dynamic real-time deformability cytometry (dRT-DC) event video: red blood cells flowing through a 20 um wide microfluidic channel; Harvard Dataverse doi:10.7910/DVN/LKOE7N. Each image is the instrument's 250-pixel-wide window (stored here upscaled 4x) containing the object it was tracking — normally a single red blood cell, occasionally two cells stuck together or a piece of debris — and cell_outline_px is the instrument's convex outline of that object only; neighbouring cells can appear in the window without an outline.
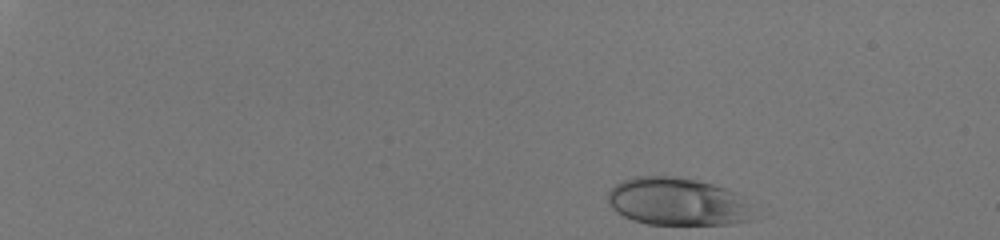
{"species": "human", "species_latin": "Homo sapiens", "temperature_condition": "room temperature", "stored_images_in_passage": 41, "camera_frame_rate_fps": 3000, "um_per_image_px": 0.085, "donor": {"sex": "male"}, "frame": {"image": 1, "passage_image": 1, "time_ms": 0.0, "image_size_px": [1000, 240], "cell_outline_px": [[756, 220], [732, 224], [648, 224], [632, 220], [616, 212], [608, 204], [608, 192], [616, 184], [624, 180], [636, 176], [676, 176], [696, 180], [728, 188], [736, 192], [748, 204]], "centroid_in_image_um": [57.6, 17.15], "position_along_channel_um": 27.4, "area_um2": 40.75}}
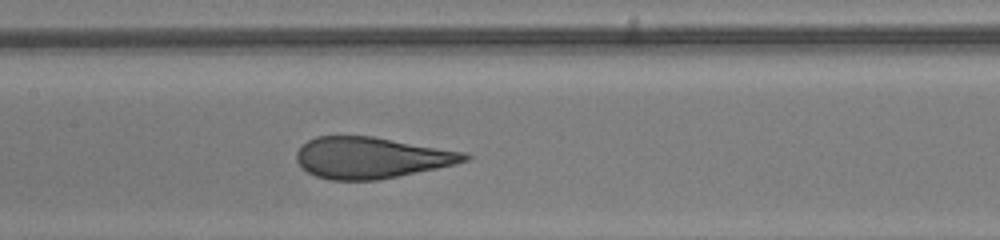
{"frame": {"image": 2, "passage_image": 24, "time_ms": 7.667, "image_size_px": [1000, 240], "cell_outline_px": [[472, 156], [468, 160], [436, 168], [376, 180], [332, 180], [316, 176], [308, 172], [296, 160], [296, 152], [308, 140], [316, 136], [372, 136], [464, 152]], "centroid_in_image_um": [31.52, 13.4], "position_along_channel_um": 175.9, "area_um2": 39.88}}
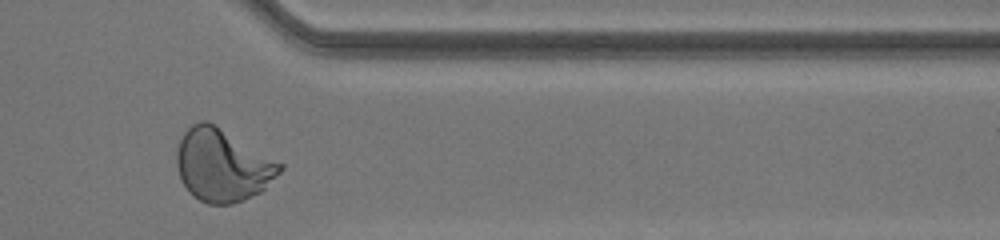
{"frame": {"image": 3, "passage_image": 40, "time_ms": 13.0, "image_size_px": [1000, 240], "cell_outline_px": [[284, 168], [260, 192], [244, 200], [232, 204], [208, 204], [192, 196], [188, 192], [180, 176], [176, 164], [176, 152], [180, 140], [184, 132], [192, 124], [200, 120], [208, 120], [284, 164]], "centroid_in_image_um": [18.89, 14.04], "position_along_channel_um": 392.5, "area_um2": 43.52}, "authors_computed_cell_mechanics": {"area_um2": 41.038, "velocity_mm_per_s": 4.0964, "shape_relaxation_time_tau1_ms": 7.1606, "shape_relaxation_time_tau2_ms": null, "deformation_change_tau1": 0.2682, "deformation_change_tau2": null}}